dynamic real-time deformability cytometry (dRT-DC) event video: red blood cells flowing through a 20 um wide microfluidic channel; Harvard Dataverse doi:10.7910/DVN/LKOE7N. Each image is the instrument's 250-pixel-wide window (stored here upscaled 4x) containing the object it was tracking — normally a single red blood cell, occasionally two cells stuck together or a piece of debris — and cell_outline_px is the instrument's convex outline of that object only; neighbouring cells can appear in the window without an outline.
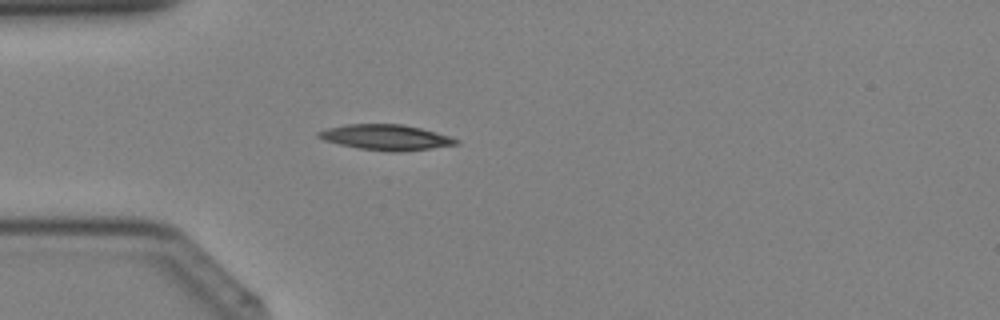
{"species": "Egyptian fruit bat (a non-hibernating species)", "species_latin": "Rousettus aegyptiacus", "temperature_condition": "cold", "stored_images_in_passage": 34, "camera_frame_rate_fps": 3000, "um_per_image_px": 0.085, "animal": {"sex": "female"}, "frame": {"image": 1, "passage_image": 6, "time_ms": 1.667, "image_size_px": [1000, 320], "cell_outline_px": [[460, 144], [432, 148], [400, 152], [392, 152], [360, 148], [340, 144], [324, 140], [316, 136], [316, 132], [328, 128], [344, 124], [400, 124], [420, 128], [452, 136], [460, 140]], "centroid_in_image_um": [32.84, 11.67], "position_along_channel_um": 52.2, "area_um2": 20.46}}
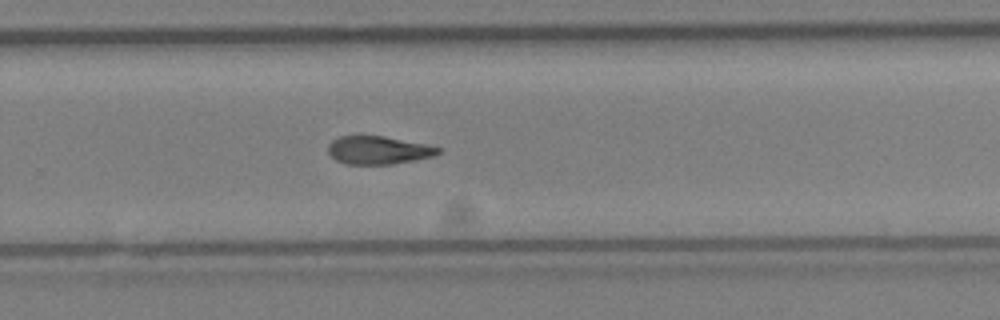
{"frame": {"image": 2, "passage_image": 21, "time_ms": 6.667, "image_size_px": [1000, 320], "cell_outline_px": [[440, 152], [436, 156], [392, 164], [348, 164], [336, 160], [328, 152], [328, 144], [332, 140], [340, 136], [384, 136], [424, 144], [440, 148]], "centroid_in_image_um": [32.15, 12.76], "position_along_channel_um": 297.7, "area_um2": 17.86}}
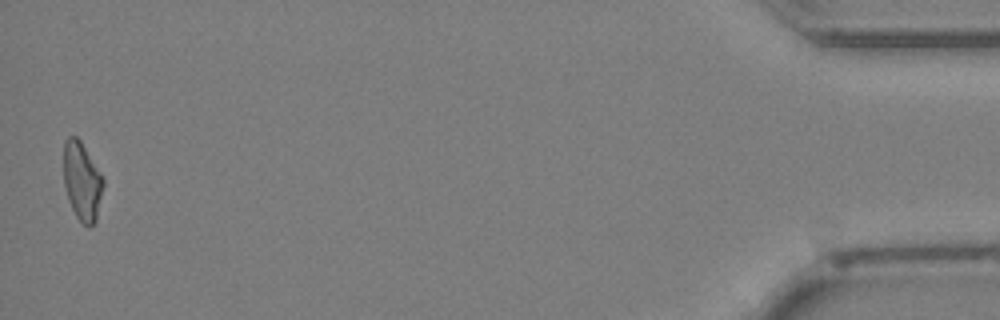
{"frame": {"image": 3, "passage_image": 34, "time_ms": 11.0, "image_size_px": [1000, 320], "cell_outline_px": [[104, 184], [96, 220], [92, 224], [84, 224], [76, 216], [68, 200], [64, 184], [64, 140], [68, 136], [76, 136], [80, 140], [104, 176]], "centroid_in_image_um": [6.98, 15.36], "position_along_channel_um": 428.2, "area_um2": 18.09}}